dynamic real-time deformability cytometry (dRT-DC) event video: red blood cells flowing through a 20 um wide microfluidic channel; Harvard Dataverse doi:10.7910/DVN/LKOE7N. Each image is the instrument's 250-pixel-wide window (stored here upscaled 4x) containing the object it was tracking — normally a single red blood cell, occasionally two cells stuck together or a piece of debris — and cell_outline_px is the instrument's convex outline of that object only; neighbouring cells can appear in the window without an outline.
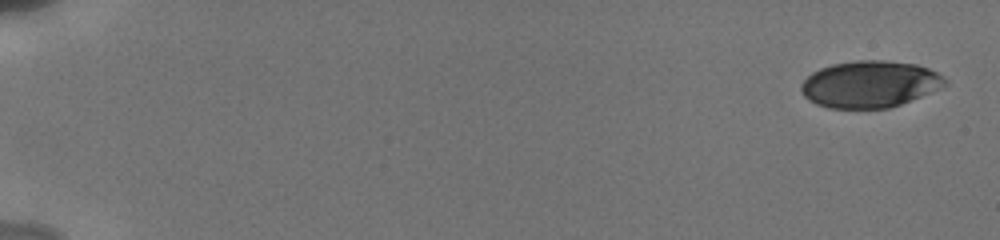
{"species": "human", "species_latin": "Homo sapiens", "temperature_condition": "cold", "stored_images_in_passage": 8, "camera_frame_rate_fps": 3000, "um_per_image_px": 0.085, "donor": {"sex": "male"}, "frame": {"image": 1, "passage_image": 1, "time_ms": 0.0, "image_size_px": [1000, 240], "cell_outline_px": [[948, 84], [940, 88], [900, 104], [888, 108], [828, 108], [816, 104], [808, 100], [804, 96], [800, 88], [800, 84], [812, 72], [820, 68], [832, 64], [856, 60], [884, 60], [916, 64], [928, 68], [944, 76], [948, 80]], "centroid_in_image_um": [73.92, 7.15], "position_along_channel_um": 11.1, "area_um2": 39.25}}
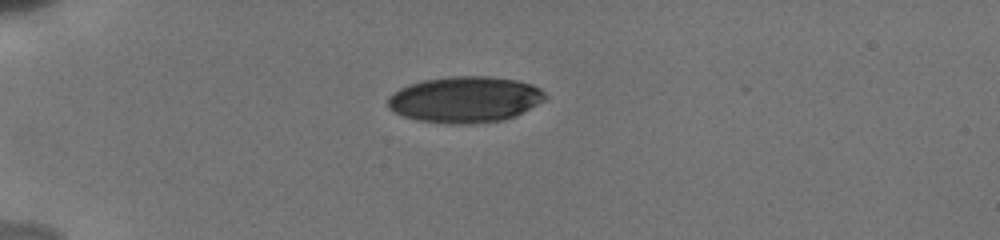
{"frame": {"image": 2, "passage_image": 6, "time_ms": 4.667, "image_size_px": [1000, 240], "cell_outline_px": [[548, 96], [544, 100], [516, 116], [504, 120], [472, 124], [448, 124], [416, 120], [404, 116], [388, 108], [388, 96], [392, 92], [408, 84], [424, 80], [448, 76], [488, 76], [516, 80], [532, 84], [540, 88]], "centroid_in_image_um": [39.52, 8.46], "position_along_channel_um": 45.5, "area_um2": 42.6}}
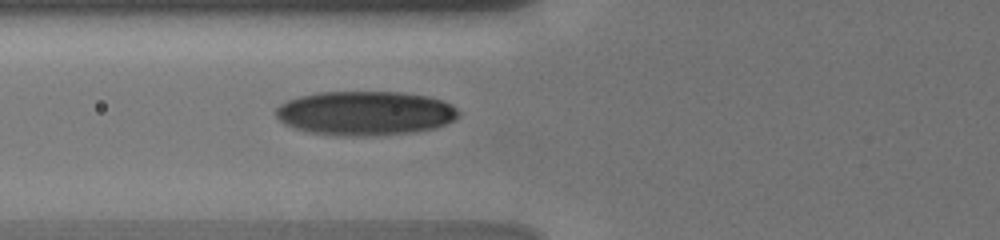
{"frame": {"image": 3, "passage_image": 8, "time_ms": 7.0, "image_size_px": [1000, 240], "cell_outline_px": [[460, 116], [456, 120], [436, 128], [416, 132], [380, 136], [348, 136], [308, 132], [284, 124], [276, 116], [276, 108], [280, 104], [288, 100], [300, 96], [320, 92], [400, 92], [428, 96], [452, 104], [460, 112]], "centroid_in_image_um": [31.09, 9.63], "position_along_channel_um": 94.7, "area_um2": 47.45}}